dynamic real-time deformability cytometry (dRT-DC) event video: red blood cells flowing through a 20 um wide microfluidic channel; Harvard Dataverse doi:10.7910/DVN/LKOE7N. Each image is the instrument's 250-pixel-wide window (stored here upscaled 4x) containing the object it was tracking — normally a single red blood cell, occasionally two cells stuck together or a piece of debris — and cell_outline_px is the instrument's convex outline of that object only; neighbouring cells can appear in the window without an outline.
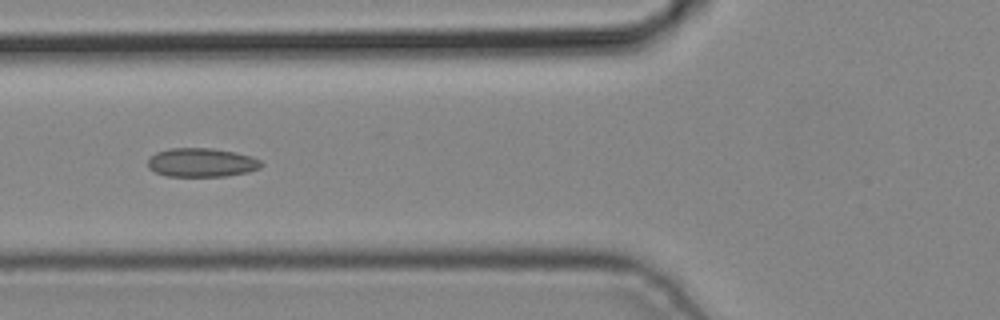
{"species": "common noctule bat (a hibernating species)", "species_latin": "Nyctalus noctula", "temperature_condition": "cold", "stored_images_in_passage": 4, "camera_frame_rate_fps": 3000, "um_per_image_px": 0.085, "animal": {"sex": "male", "body_mass_g": 19.2, "forearm_length_mm": 51.8}, "frame": {"image": 1, "passage_image": 4, "time_ms": 1.0, "image_size_px": [1000, 320], "cell_outline_px": [[264, 164], [260, 168], [248, 172], [224, 176], [164, 176], [148, 168], [148, 160], [156, 152], [168, 148], [212, 148], [236, 152], [252, 156], [260, 160]], "centroid_in_image_um": [17.15, 13.81], "position_along_channel_um": 108.7, "area_um2": 19.19}}